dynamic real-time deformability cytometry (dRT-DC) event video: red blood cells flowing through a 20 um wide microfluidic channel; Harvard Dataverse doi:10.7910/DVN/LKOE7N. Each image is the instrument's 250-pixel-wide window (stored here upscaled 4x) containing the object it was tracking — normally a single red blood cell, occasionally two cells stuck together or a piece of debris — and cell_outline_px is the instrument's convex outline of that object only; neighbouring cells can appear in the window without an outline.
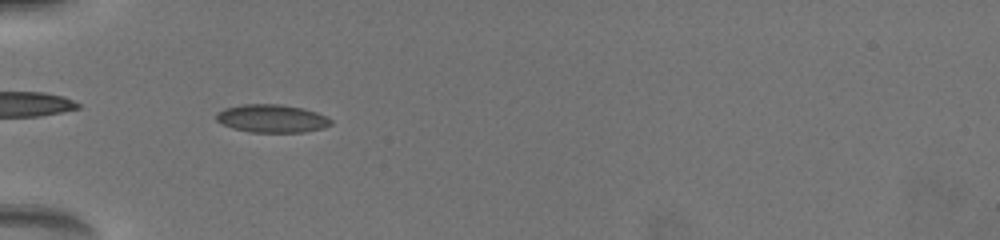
{"species": "common noctule bat (a hibernating species)", "species_latin": "Nyctalus noctula", "temperature_condition": "warm", "stored_images_in_passage": 29, "camera_frame_rate_fps": 3000, "um_per_image_px": 0.085, "animal": {"sex": "female", "body_mass_g": 19.5, "forearm_length_mm": 54.1}, "frame": {"image": 1, "passage_image": 2, "time_ms": 0.667, "image_size_px": [1000, 240], "cell_outline_px": [[332, 124], [324, 128], [304, 132], [248, 132], [232, 128], [220, 124], [216, 120], [216, 112], [224, 108], [244, 104], [280, 104], [304, 108], [328, 116], [332, 120]], "centroid_in_image_um": [23.11, 10.07], "position_along_channel_um": 61.9, "area_um2": 19.02}}
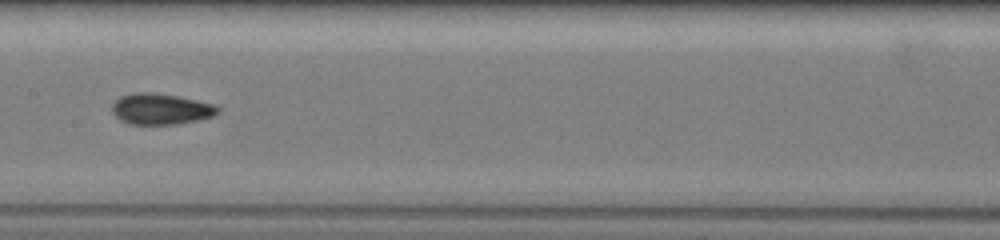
{"frame": {"image": 2, "passage_image": 11, "time_ms": 4.333, "image_size_px": [1000, 240], "cell_outline_px": [[220, 112], [212, 116], [200, 120], [176, 124], [128, 124], [120, 120], [112, 112], [112, 104], [120, 96], [136, 92], [148, 92], [172, 96], [212, 104], [220, 108]], "centroid_in_image_um": [13.63, 9.28], "position_along_channel_um": 193.8, "area_um2": 18.79}}
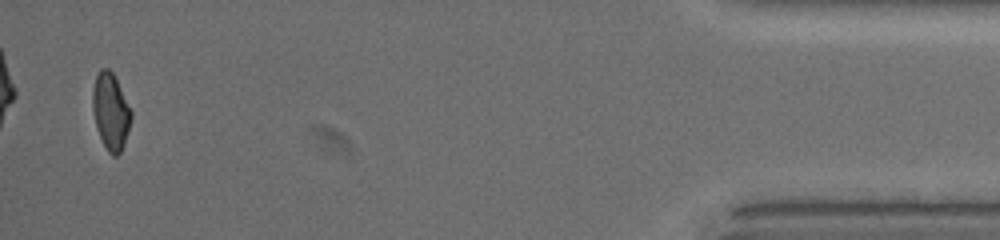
{"frame": {"image": 3, "passage_image": 29, "time_ms": 12.333, "image_size_px": [1000, 240], "cell_outline_px": [[132, 116], [124, 144], [120, 152], [116, 156], [112, 156], [108, 152], [96, 128], [92, 108], [92, 88], [96, 76], [100, 68], [108, 68], [112, 72], [132, 112]], "centroid_in_image_um": [9.39, 9.47], "position_along_channel_um": 425.8, "area_um2": 17.05}, "authors_computed_cell_mechanics": {"area_um2": 17.9758, "velocity_mm_per_s": 3.8181, "shape_relaxation_time_tau1_ms": 7.447, "shape_relaxation_time_tau2_ms": 1.2199, "deformation_change_tau1": 0.2079, "deformation_change_tau2": 0.0651}}